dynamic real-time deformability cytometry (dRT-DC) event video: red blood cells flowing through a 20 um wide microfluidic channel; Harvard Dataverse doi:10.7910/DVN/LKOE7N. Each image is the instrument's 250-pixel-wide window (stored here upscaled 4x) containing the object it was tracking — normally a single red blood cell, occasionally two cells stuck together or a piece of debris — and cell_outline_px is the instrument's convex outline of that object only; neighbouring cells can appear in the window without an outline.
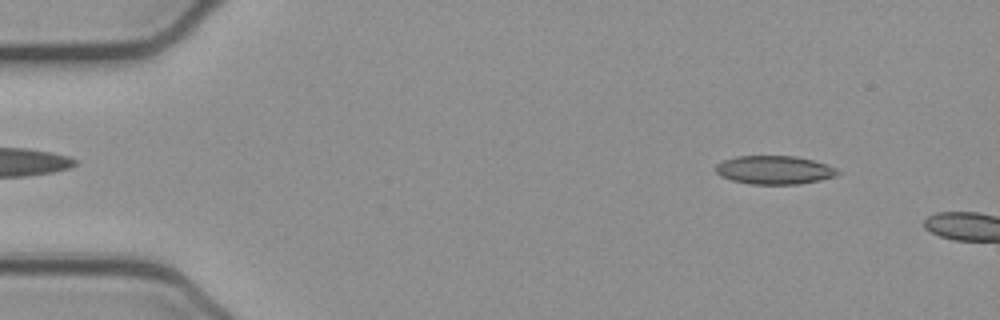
{"species": "common noctule bat (a hibernating species)", "species_latin": "Nyctalus noctula", "temperature_condition": "cold", "stored_images_in_passage": 8, "camera_frame_rate_fps": 3000, "um_per_image_px": 0.085, "animal": {"sex": "female", "body_mass_g": 21.9}, "frame": {"image": 1, "passage_image": 5, "time_ms": 1.333, "image_size_px": [1000, 320], "cell_outline_px": [[840, 172], [836, 176], [820, 180], [796, 184], [752, 184], [732, 180], [720, 176], [716, 172], [716, 164], [724, 160], [736, 156], [796, 156], [828, 164], [836, 168]], "centroid_in_image_um": [65.83, 14.44], "position_along_channel_um": 19.2, "area_um2": 20.23}}